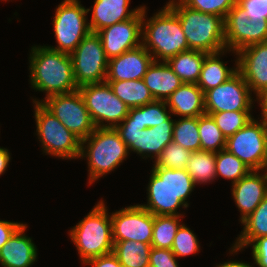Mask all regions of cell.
Instances as JSON below:
<instances>
[{
    "instance_id": "cell-2",
    "label": "cell",
    "mask_w": 267,
    "mask_h": 267,
    "mask_svg": "<svg viewBox=\"0 0 267 267\" xmlns=\"http://www.w3.org/2000/svg\"><path fill=\"white\" fill-rule=\"evenodd\" d=\"M146 7L142 8V45L154 61H167L190 50L178 16L167 6L146 20ZM146 21V22H145Z\"/></svg>"
},
{
    "instance_id": "cell-33",
    "label": "cell",
    "mask_w": 267,
    "mask_h": 267,
    "mask_svg": "<svg viewBox=\"0 0 267 267\" xmlns=\"http://www.w3.org/2000/svg\"><path fill=\"white\" fill-rule=\"evenodd\" d=\"M172 141L192 152L201 150L198 117H182L175 120Z\"/></svg>"
},
{
    "instance_id": "cell-24",
    "label": "cell",
    "mask_w": 267,
    "mask_h": 267,
    "mask_svg": "<svg viewBox=\"0 0 267 267\" xmlns=\"http://www.w3.org/2000/svg\"><path fill=\"white\" fill-rule=\"evenodd\" d=\"M143 81L154 99L159 101H166L184 83L165 61H153L143 76Z\"/></svg>"
},
{
    "instance_id": "cell-39",
    "label": "cell",
    "mask_w": 267,
    "mask_h": 267,
    "mask_svg": "<svg viewBox=\"0 0 267 267\" xmlns=\"http://www.w3.org/2000/svg\"><path fill=\"white\" fill-rule=\"evenodd\" d=\"M187 7L202 13L214 14L224 20L237 0H181Z\"/></svg>"
},
{
    "instance_id": "cell-38",
    "label": "cell",
    "mask_w": 267,
    "mask_h": 267,
    "mask_svg": "<svg viewBox=\"0 0 267 267\" xmlns=\"http://www.w3.org/2000/svg\"><path fill=\"white\" fill-rule=\"evenodd\" d=\"M196 237L190 228L181 223L171 248L174 255L179 258L196 254L200 250L199 241Z\"/></svg>"
},
{
    "instance_id": "cell-16",
    "label": "cell",
    "mask_w": 267,
    "mask_h": 267,
    "mask_svg": "<svg viewBox=\"0 0 267 267\" xmlns=\"http://www.w3.org/2000/svg\"><path fill=\"white\" fill-rule=\"evenodd\" d=\"M147 187V204H139L153 215L183 216L177 212L180 207L187 206L176 196L170 188V169L157 167L151 170Z\"/></svg>"
},
{
    "instance_id": "cell-5",
    "label": "cell",
    "mask_w": 267,
    "mask_h": 267,
    "mask_svg": "<svg viewBox=\"0 0 267 267\" xmlns=\"http://www.w3.org/2000/svg\"><path fill=\"white\" fill-rule=\"evenodd\" d=\"M128 154V147L115 128H95L89 137L81 141L79 157L87 158L89 184L114 171Z\"/></svg>"
},
{
    "instance_id": "cell-37",
    "label": "cell",
    "mask_w": 267,
    "mask_h": 267,
    "mask_svg": "<svg viewBox=\"0 0 267 267\" xmlns=\"http://www.w3.org/2000/svg\"><path fill=\"white\" fill-rule=\"evenodd\" d=\"M192 151L181 145L171 142L162 151L160 157L154 163L157 167L169 169H185Z\"/></svg>"
},
{
    "instance_id": "cell-9",
    "label": "cell",
    "mask_w": 267,
    "mask_h": 267,
    "mask_svg": "<svg viewBox=\"0 0 267 267\" xmlns=\"http://www.w3.org/2000/svg\"><path fill=\"white\" fill-rule=\"evenodd\" d=\"M171 117L151 128L138 123H120L115 129L129 151L136 152L143 159L149 157L156 162L163 149L173 140L175 120Z\"/></svg>"
},
{
    "instance_id": "cell-17",
    "label": "cell",
    "mask_w": 267,
    "mask_h": 267,
    "mask_svg": "<svg viewBox=\"0 0 267 267\" xmlns=\"http://www.w3.org/2000/svg\"><path fill=\"white\" fill-rule=\"evenodd\" d=\"M107 58L117 57L142 44V10L133 18L97 32Z\"/></svg>"
},
{
    "instance_id": "cell-4",
    "label": "cell",
    "mask_w": 267,
    "mask_h": 267,
    "mask_svg": "<svg viewBox=\"0 0 267 267\" xmlns=\"http://www.w3.org/2000/svg\"><path fill=\"white\" fill-rule=\"evenodd\" d=\"M69 235L83 265L92 258L112 253V220L104 201L100 200L85 218L70 230Z\"/></svg>"
},
{
    "instance_id": "cell-25",
    "label": "cell",
    "mask_w": 267,
    "mask_h": 267,
    "mask_svg": "<svg viewBox=\"0 0 267 267\" xmlns=\"http://www.w3.org/2000/svg\"><path fill=\"white\" fill-rule=\"evenodd\" d=\"M228 50H223L216 53H208L205 56L200 77L196 83L204 92V94L218 85L226 82L231 76H233L237 70V58L235 61V68H228L223 61H221V55H224Z\"/></svg>"
},
{
    "instance_id": "cell-34",
    "label": "cell",
    "mask_w": 267,
    "mask_h": 267,
    "mask_svg": "<svg viewBox=\"0 0 267 267\" xmlns=\"http://www.w3.org/2000/svg\"><path fill=\"white\" fill-rule=\"evenodd\" d=\"M201 150L219 152L225 149L226 138L211 115L198 116Z\"/></svg>"
},
{
    "instance_id": "cell-12",
    "label": "cell",
    "mask_w": 267,
    "mask_h": 267,
    "mask_svg": "<svg viewBox=\"0 0 267 267\" xmlns=\"http://www.w3.org/2000/svg\"><path fill=\"white\" fill-rule=\"evenodd\" d=\"M33 103H41L81 141L96 128L79 90L53 95L44 100L33 99Z\"/></svg>"
},
{
    "instance_id": "cell-15",
    "label": "cell",
    "mask_w": 267,
    "mask_h": 267,
    "mask_svg": "<svg viewBox=\"0 0 267 267\" xmlns=\"http://www.w3.org/2000/svg\"><path fill=\"white\" fill-rule=\"evenodd\" d=\"M113 241H140L151 243L153 214L136 204L112 212Z\"/></svg>"
},
{
    "instance_id": "cell-11",
    "label": "cell",
    "mask_w": 267,
    "mask_h": 267,
    "mask_svg": "<svg viewBox=\"0 0 267 267\" xmlns=\"http://www.w3.org/2000/svg\"><path fill=\"white\" fill-rule=\"evenodd\" d=\"M78 90L96 128H115L127 117L129 107L113 93L108 82L87 84Z\"/></svg>"
},
{
    "instance_id": "cell-22",
    "label": "cell",
    "mask_w": 267,
    "mask_h": 267,
    "mask_svg": "<svg viewBox=\"0 0 267 267\" xmlns=\"http://www.w3.org/2000/svg\"><path fill=\"white\" fill-rule=\"evenodd\" d=\"M130 0H95L89 22L91 32L135 17L143 8L129 9Z\"/></svg>"
},
{
    "instance_id": "cell-28",
    "label": "cell",
    "mask_w": 267,
    "mask_h": 267,
    "mask_svg": "<svg viewBox=\"0 0 267 267\" xmlns=\"http://www.w3.org/2000/svg\"><path fill=\"white\" fill-rule=\"evenodd\" d=\"M106 82L110 85L113 93L129 108L140 107L155 101L143 79Z\"/></svg>"
},
{
    "instance_id": "cell-14",
    "label": "cell",
    "mask_w": 267,
    "mask_h": 267,
    "mask_svg": "<svg viewBox=\"0 0 267 267\" xmlns=\"http://www.w3.org/2000/svg\"><path fill=\"white\" fill-rule=\"evenodd\" d=\"M248 84L237 71L226 82L204 94L208 115L223 111H251L253 98Z\"/></svg>"
},
{
    "instance_id": "cell-42",
    "label": "cell",
    "mask_w": 267,
    "mask_h": 267,
    "mask_svg": "<svg viewBox=\"0 0 267 267\" xmlns=\"http://www.w3.org/2000/svg\"><path fill=\"white\" fill-rule=\"evenodd\" d=\"M254 265L267 267V236L256 238L251 244Z\"/></svg>"
},
{
    "instance_id": "cell-41",
    "label": "cell",
    "mask_w": 267,
    "mask_h": 267,
    "mask_svg": "<svg viewBox=\"0 0 267 267\" xmlns=\"http://www.w3.org/2000/svg\"><path fill=\"white\" fill-rule=\"evenodd\" d=\"M149 267H179L171 249L151 248Z\"/></svg>"
},
{
    "instance_id": "cell-26",
    "label": "cell",
    "mask_w": 267,
    "mask_h": 267,
    "mask_svg": "<svg viewBox=\"0 0 267 267\" xmlns=\"http://www.w3.org/2000/svg\"><path fill=\"white\" fill-rule=\"evenodd\" d=\"M243 231L231 247L230 253H237L247 248L256 238L267 236V195L256 209L241 222Z\"/></svg>"
},
{
    "instance_id": "cell-30",
    "label": "cell",
    "mask_w": 267,
    "mask_h": 267,
    "mask_svg": "<svg viewBox=\"0 0 267 267\" xmlns=\"http://www.w3.org/2000/svg\"><path fill=\"white\" fill-rule=\"evenodd\" d=\"M185 170L195 185L214 181L216 179V153L205 150L192 152Z\"/></svg>"
},
{
    "instance_id": "cell-18",
    "label": "cell",
    "mask_w": 267,
    "mask_h": 267,
    "mask_svg": "<svg viewBox=\"0 0 267 267\" xmlns=\"http://www.w3.org/2000/svg\"><path fill=\"white\" fill-rule=\"evenodd\" d=\"M236 55L238 72L257 95L267 86V41L249 45Z\"/></svg>"
},
{
    "instance_id": "cell-23",
    "label": "cell",
    "mask_w": 267,
    "mask_h": 267,
    "mask_svg": "<svg viewBox=\"0 0 267 267\" xmlns=\"http://www.w3.org/2000/svg\"><path fill=\"white\" fill-rule=\"evenodd\" d=\"M165 102L174 116L198 117L206 114L204 92L195 83H183Z\"/></svg>"
},
{
    "instance_id": "cell-40",
    "label": "cell",
    "mask_w": 267,
    "mask_h": 267,
    "mask_svg": "<svg viewBox=\"0 0 267 267\" xmlns=\"http://www.w3.org/2000/svg\"><path fill=\"white\" fill-rule=\"evenodd\" d=\"M170 188L188 207L189 204L186 200L194 190L195 184L185 169H170Z\"/></svg>"
},
{
    "instance_id": "cell-1",
    "label": "cell",
    "mask_w": 267,
    "mask_h": 267,
    "mask_svg": "<svg viewBox=\"0 0 267 267\" xmlns=\"http://www.w3.org/2000/svg\"><path fill=\"white\" fill-rule=\"evenodd\" d=\"M31 48L29 77L33 89L45 92V98L78 90L69 54L47 46Z\"/></svg>"
},
{
    "instance_id": "cell-3",
    "label": "cell",
    "mask_w": 267,
    "mask_h": 267,
    "mask_svg": "<svg viewBox=\"0 0 267 267\" xmlns=\"http://www.w3.org/2000/svg\"><path fill=\"white\" fill-rule=\"evenodd\" d=\"M166 5L178 16L189 49L206 53L226 50L224 19L187 7L181 0Z\"/></svg>"
},
{
    "instance_id": "cell-48",
    "label": "cell",
    "mask_w": 267,
    "mask_h": 267,
    "mask_svg": "<svg viewBox=\"0 0 267 267\" xmlns=\"http://www.w3.org/2000/svg\"><path fill=\"white\" fill-rule=\"evenodd\" d=\"M216 267H254L250 265V263L240 262V261H228L224 262L223 264H219Z\"/></svg>"
},
{
    "instance_id": "cell-31",
    "label": "cell",
    "mask_w": 267,
    "mask_h": 267,
    "mask_svg": "<svg viewBox=\"0 0 267 267\" xmlns=\"http://www.w3.org/2000/svg\"><path fill=\"white\" fill-rule=\"evenodd\" d=\"M167 108L166 102L159 100L140 107L129 108L127 117L121 123H138L151 128L165 122L171 116V111H167Z\"/></svg>"
},
{
    "instance_id": "cell-19",
    "label": "cell",
    "mask_w": 267,
    "mask_h": 267,
    "mask_svg": "<svg viewBox=\"0 0 267 267\" xmlns=\"http://www.w3.org/2000/svg\"><path fill=\"white\" fill-rule=\"evenodd\" d=\"M153 61V56L141 44L109 60L106 81L143 79Z\"/></svg>"
},
{
    "instance_id": "cell-7",
    "label": "cell",
    "mask_w": 267,
    "mask_h": 267,
    "mask_svg": "<svg viewBox=\"0 0 267 267\" xmlns=\"http://www.w3.org/2000/svg\"><path fill=\"white\" fill-rule=\"evenodd\" d=\"M225 149L250 170L265 171L267 167V118H252L242 129L226 138Z\"/></svg>"
},
{
    "instance_id": "cell-44",
    "label": "cell",
    "mask_w": 267,
    "mask_h": 267,
    "mask_svg": "<svg viewBox=\"0 0 267 267\" xmlns=\"http://www.w3.org/2000/svg\"><path fill=\"white\" fill-rule=\"evenodd\" d=\"M22 225L20 222L0 220V249Z\"/></svg>"
},
{
    "instance_id": "cell-6",
    "label": "cell",
    "mask_w": 267,
    "mask_h": 267,
    "mask_svg": "<svg viewBox=\"0 0 267 267\" xmlns=\"http://www.w3.org/2000/svg\"><path fill=\"white\" fill-rule=\"evenodd\" d=\"M34 104L36 132L43 153L62 159H77L81 153V140L68 130L41 103Z\"/></svg>"
},
{
    "instance_id": "cell-47",
    "label": "cell",
    "mask_w": 267,
    "mask_h": 267,
    "mask_svg": "<svg viewBox=\"0 0 267 267\" xmlns=\"http://www.w3.org/2000/svg\"><path fill=\"white\" fill-rule=\"evenodd\" d=\"M262 109V117L267 118V86L256 95Z\"/></svg>"
},
{
    "instance_id": "cell-10",
    "label": "cell",
    "mask_w": 267,
    "mask_h": 267,
    "mask_svg": "<svg viewBox=\"0 0 267 267\" xmlns=\"http://www.w3.org/2000/svg\"><path fill=\"white\" fill-rule=\"evenodd\" d=\"M225 46L233 53L267 41V14L246 13L237 3L224 20Z\"/></svg>"
},
{
    "instance_id": "cell-32",
    "label": "cell",
    "mask_w": 267,
    "mask_h": 267,
    "mask_svg": "<svg viewBox=\"0 0 267 267\" xmlns=\"http://www.w3.org/2000/svg\"><path fill=\"white\" fill-rule=\"evenodd\" d=\"M181 216L153 215L151 246L160 249H171L174 237L180 227Z\"/></svg>"
},
{
    "instance_id": "cell-35",
    "label": "cell",
    "mask_w": 267,
    "mask_h": 267,
    "mask_svg": "<svg viewBox=\"0 0 267 267\" xmlns=\"http://www.w3.org/2000/svg\"><path fill=\"white\" fill-rule=\"evenodd\" d=\"M250 171L241 160L226 149L216 152V178L219 176L230 179L233 185Z\"/></svg>"
},
{
    "instance_id": "cell-21",
    "label": "cell",
    "mask_w": 267,
    "mask_h": 267,
    "mask_svg": "<svg viewBox=\"0 0 267 267\" xmlns=\"http://www.w3.org/2000/svg\"><path fill=\"white\" fill-rule=\"evenodd\" d=\"M26 228L23 224L0 249L2 267H30L37 261V247L25 235Z\"/></svg>"
},
{
    "instance_id": "cell-20",
    "label": "cell",
    "mask_w": 267,
    "mask_h": 267,
    "mask_svg": "<svg viewBox=\"0 0 267 267\" xmlns=\"http://www.w3.org/2000/svg\"><path fill=\"white\" fill-rule=\"evenodd\" d=\"M265 172L259 174V170H251L232 185V196L241 214L240 222L245 220L267 195V170Z\"/></svg>"
},
{
    "instance_id": "cell-27",
    "label": "cell",
    "mask_w": 267,
    "mask_h": 267,
    "mask_svg": "<svg viewBox=\"0 0 267 267\" xmlns=\"http://www.w3.org/2000/svg\"><path fill=\"white\" fill-rule=\"evenodd\" d=\"M207 54L203 51L190 49L169 58L166 62L184 83L196 84Z\"/></svg>"
},
{
    "instance_id": "cell-43",
    "label": "cell",
    "mask_w": 267,
    "mask_h": 267,
    "mask_svg": "<svg viewBox=\"0 0 267 267\" xmlns=\"http://www.w3.org/2000/svg\"><path fill=\"white\" fill-rule=\"evenodd\" d=\"M246 13L267 14V0H237Z\"/></svg>"
},
{
    "instance_id": "cell-36",
    "label": "cell",
    "mask_w": 267,
    "mask_h": 267,
    "mask_svg": "<svg viewBox=\"0 0 267 267\" xmlns=\"http://www.w3.org/2000/svg\"><path fill=\"white\" fill-rule=\"evenodd\" d=\"M211 116L225 138L234 135L253 118L250 111H223Z\"/></svg>"
},
{
    "instance_id": "cell-8",
    "label": "cell",
    "mask_w": 267,
    "mask_h": 267,
    "mask_svg": "<svg viewBox=\"0 0 267 267\" xmlns=\"http://www.w3.org/2000/svg\"><path fill=\"white\" fill-rule=\"evenodd\" d=\"M85 9L78 0H64L55 9L53 19L57 46H47L53 50L71 54L91 30Z\"/></svg>"
},
{
    "instance_id": "cell-46",
    "label": "cell",
    "mask_w": 267,
    "mask_h": 267,
    "mask_svg": "<svg viewBox=\"0 0 267 267\" xmlns=\"http://www.w3.org/2000/svg\"><path fill=\"white\" fill-rule=\"evenodd\" d=\"M10 159L11 157H10L9 150L6 148L0 147V175H2L6 171L9 165Z\"/></svg>"
},
{
    "instance_id": "cell-45",
    "label": "cell",
    "mask_w": 267,
    "mask_h": 267,
    "mask_svg": "<svg viewBox=\"0 0 267 267\" xmlns=\"http://www.w3.org/2000/svg\"><path fill=\"white\" fill-rule=\"evenodd\" d=\"M87 264L91 267H123L113 253L92 258L85 263Z\"/></svg>"
},
{
    "instance_id": "cell-29",
    "label": "cell",
    "mask_w": 267,
    "mask_h": 267,
    "mask_svg": "<svg viewBox=\"0 0 267 267\" xmlns=\"http://www.w3.org/2000/svg\"><path fill=\"white\" fill-rule=\"evenodd\" d=\"M151 243L114 241L113 254L123 267H149Z\"/></svg>"
},
{
    "instance_id": "cell-13",
    "label": "cell",
    "mask_w": 267,
    "mask_h": 267,
    "mask_svg": "<svg viewBox=\"0 0 267 267\" xmlns=\"http://www.w3.org/2000/svg\"><path fill=\"white\" fill-rule=\"evenodd\" d=\"M70 57L78 88L106 81L109 59L97 32H90L86 35Z\"/></svg>"
}]
</instances>
